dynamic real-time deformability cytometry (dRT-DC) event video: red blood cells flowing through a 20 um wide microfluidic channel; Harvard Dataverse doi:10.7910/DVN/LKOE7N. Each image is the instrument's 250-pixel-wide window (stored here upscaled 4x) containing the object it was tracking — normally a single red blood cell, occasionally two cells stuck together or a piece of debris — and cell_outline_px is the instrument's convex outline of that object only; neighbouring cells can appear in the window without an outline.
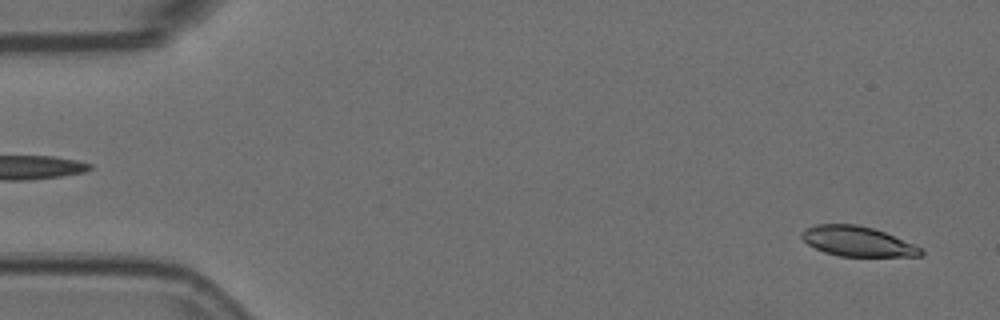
{"species": "Egyptian fruit bat (a non-hibernating species)", "species_latin": "Rousettus aegyptiacus", "temperature_condition": "room temperature", "stored_images_in_passage": 14, "camera_frame_rate_fps": 3000, "um_per_image_px": 0.085, "animal": {"sex": "female"}, "frame": {"image": 1, "passage_image": 2, "time_ms": 0.333, "image_size_px": [1000, 320], "cell_outline_px": [[924, 256], [840, 256], [824, 252], [808, 244], [800, 236], [800, 232], [804, 228], [816, 224], [856, 224], [872, 228], [884, 232], [912, 244], [920, 248], [924, 252]], "centroid_in_image_um": [72.83, 20.51], "position_along_channel_um": 12.2, "area_um2": 20.63}}
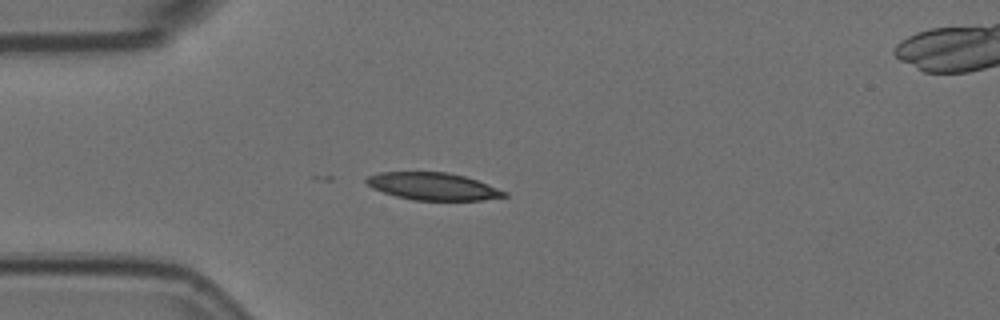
{"frame": {"image": 2, "passage_image": 14, "time_ms": 4.333, "image_size_px": [1000, 320], "cell_outline_px": [[508, 196], [484, 200], [412, 200], [396, 196], [372, 188], [364, 180], [368, 176], [380, 172], [448, 172], [464, 176], [488, 184], [508, 192]], "centroid_in_image_um": [36.82, 15.84], "position_along_channel_um": 48.2, "area_um2": 21.96}}